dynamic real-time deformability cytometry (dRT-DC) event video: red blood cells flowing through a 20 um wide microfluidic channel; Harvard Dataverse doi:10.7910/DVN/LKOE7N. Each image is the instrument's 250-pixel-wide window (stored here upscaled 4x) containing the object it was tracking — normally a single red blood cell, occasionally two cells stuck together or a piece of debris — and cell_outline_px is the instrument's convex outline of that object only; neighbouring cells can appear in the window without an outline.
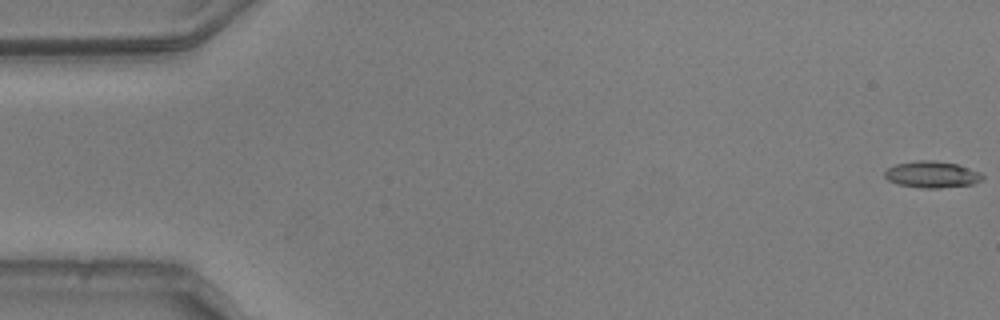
{"species": "common noctule bat (a hibernating species)", "species_latin": "Nyctalus noctula", "temperature_condition": "warm", "stored_images_in_passage": 54, "camera_frame_rate_fps": 3000, "um_per_image_px": 0.085, "animal": {"sex": "male", "body_mass_g": 20.5, "forearm_length_mm": 52.5}, "frame": {"image": 1, "passage_image": 1, "time_ms": 0.0, "image_size_px": [1000, 320], "cell_outline_px": [[984, 180], [972, 184], [940, 188], [920, 188], [896, 184], [888, 180], [884, 176], [884, 172], [888, 168], [896, 164], [916, 160], [932, 160], [956, 164], [980, 172], [984, 176]], "centroid_in_image_um": [79.2, 14.84], "position_along_channel_um": 5.8, "area_um2": 15.2}}
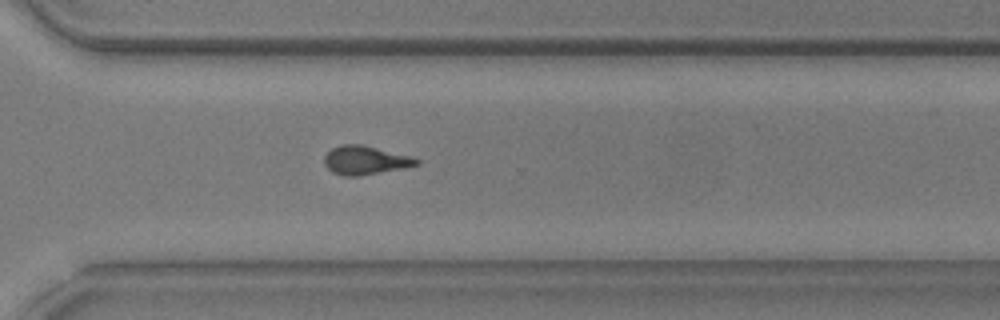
{"frame": {"image": 2, "passage_image": 39, "time_ms": 12.667, "image_size_px": [1000, 320], "cell_outline_px": [[420, 164], [404, 168], [360, 176], [344, 176], [332, 172], [324, 164], [324, 156], [332, 148], [344, 144], [364, 144], [408, 156], [420, 160]], "centroid_in_image_um": [31.03, 13.62], "position_along_channel_um": 339.6, "area_um2": 15.37}}
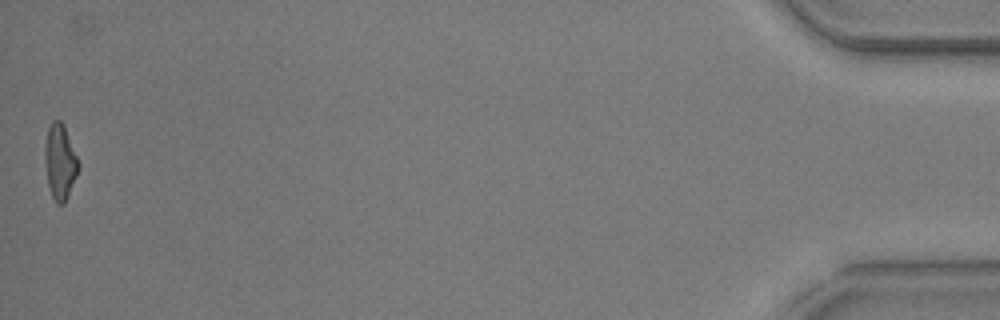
{"frame": {"image": 3, "passage_image": 54, "time_ms": 17.667, "image_size_px": [1000, 320], "cell_outline_px": [[80, 168], [68, 196], [64, 204], [56, 204], [52, 196], [48, 184], [44, 160], [44, 148], [48, 128], [52, 120], [60, 120], [64, 124], [80, 164]], "centroid_in_image_um": [5.11, 13.75], "position_along_channel_um": 430.1, "area_um2": 14.91}, "authors_computed_cell_mechanics": {"area_um2": 15.2592, "velocity_mm_per_s": 3.7879, "shape_relaxation_time_tau1_ms": null, "shape_relaxation_time_tau2_ms": 2.7001, "deformation_change_tau1": null, "deformation_change_tau2": 0.1141}}